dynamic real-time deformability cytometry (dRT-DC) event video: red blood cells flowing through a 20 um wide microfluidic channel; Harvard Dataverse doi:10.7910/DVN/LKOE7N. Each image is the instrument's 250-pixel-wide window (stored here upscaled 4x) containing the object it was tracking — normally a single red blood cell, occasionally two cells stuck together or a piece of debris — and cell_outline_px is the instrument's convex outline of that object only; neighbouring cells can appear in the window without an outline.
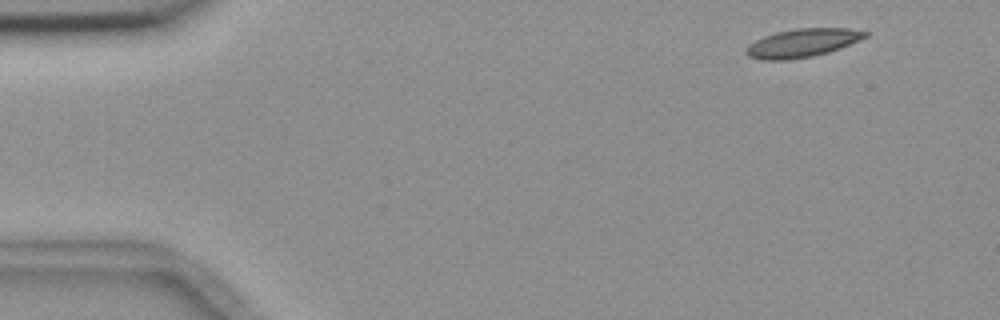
{"species": "common noctule bat (a hibernating species)", "species_latin": "Nyctalus noctula", "temperature_condition": "room temperature", "stored_images_in_passage": 4, "camera_frame_rate_fps": 3000, "um_per_image_px": 0.085, "animal": {"sex": "female", "body_mass_g": 18.4}, "frame": {"image": 1, "passage_image": 1, "time_ms": 0.0, "image_size_px": [1000, 320], "cell_outline_px": [[868, 36], [860, 40], [840, 48], [828, 52], [812, 56], [788, 60], [760, 60], [748, 56], [744, 52], [744, 48], [748, 44], [764, 36], [776, 32], [796, 28], [848, 28], [868, 32]], "centroid_in_image_um": [68.17, 3.65], "position_along_channel_um": 16.8, "area_um2": 19.83}}